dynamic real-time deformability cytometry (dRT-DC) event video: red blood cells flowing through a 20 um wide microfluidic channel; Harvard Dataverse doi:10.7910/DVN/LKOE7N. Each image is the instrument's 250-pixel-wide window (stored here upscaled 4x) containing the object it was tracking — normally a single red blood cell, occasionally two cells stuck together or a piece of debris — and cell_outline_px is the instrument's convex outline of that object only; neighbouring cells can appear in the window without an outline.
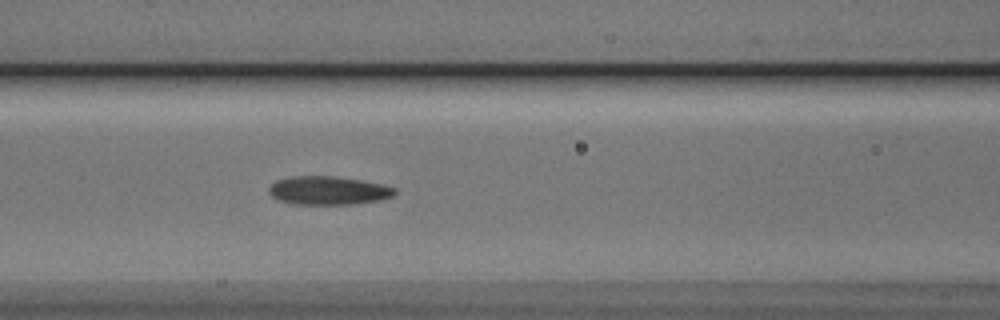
{"species": "Egyptian fruit bat (a non-hibernating species)", "species_latin": "Rousettus aegyptiacus", "temperature_condition": "cold", "stored_images_in_passage": 38, "camera_frame_rate_fps": 3000, "um_per_image_px": 0.085, "animal": {"sex": "male"}, "frame": {"image": 1, "passage_image": 8, "time_ms": 2.333, "image_size_px": [1000, 320], "cell_outline_px": [[396, 192], [392, 196], [380, 200], [352, 204], [292, 204], [280, 200], [272, 196], [268, 192], [268, 188], [276, 180], [292, 176], [332, 176], [360, 180], [380, 184], [396, 188]], "centroid_in_image_um": [27.88, 16.19], "position_along_channel_um": 138.7, "area_um2": 20.75}}
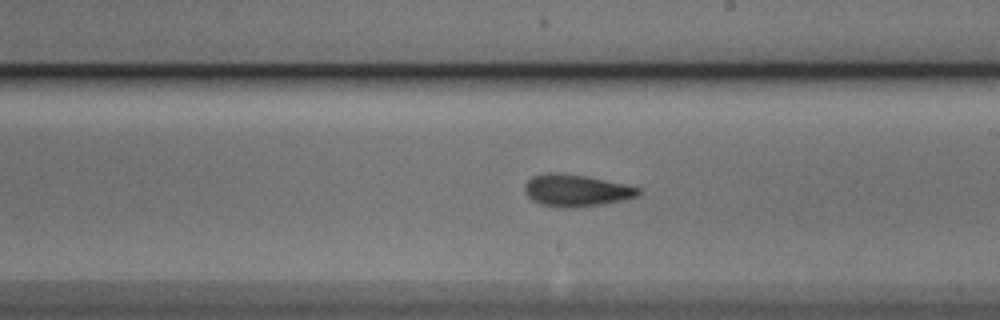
{"frame": {"image": 2, "passage_image": 16, "time_ms": 5.0, "image_size_px": [1000, 320], "cell_outline_px": [[640, 192], [636, 196], [624, 200], [604, 204], [576, 208], [564, 208], [540, 204], [532, 200], [524, 192], [524, 184], [532, 176], [548, 172], [564, 172], [588, 176], [624, 184], [640, 188]], "centroid_in_image_um": [48.94, 16.18], "position_along_channel_um": 240.1, "area_um2": 21.5}}
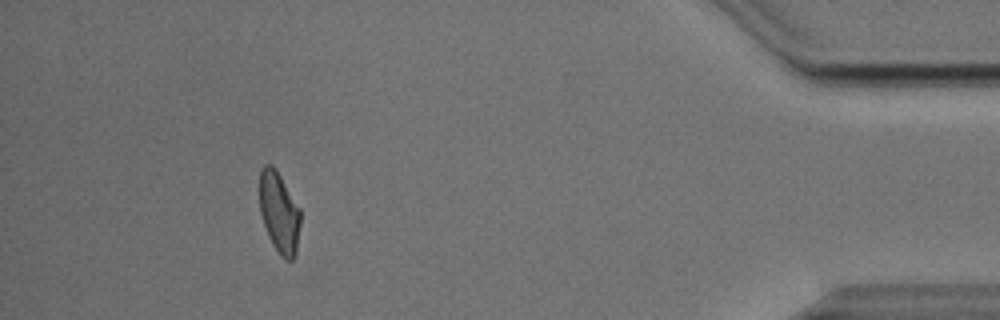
{"frame": {"image": 3, "passage_image": 34, "time_ms": 11.0, "image_size_px": [1000, 320], "cell_outline_px": [[300, 224], [296, 252], [292, 260], [284, 260], [280, 256], [272, 244], [268, 236], [260, 212], [260, 168], [264, 164], [272, 164], [276, 168], [300, 208]], "centroid_in_image_um": [23.73, 18.04], "position_along_channel_um": 411.5, "area_um2": 19.42}, "authors_computed_cell_mechanics": {"area_um2": 20.7213, "velocity_mm_per_s": 3.8062, "shape_relaxation_time_tau1_ms": 4.5707, "shape_relaxation_time_tau2_ms": 2.4513, "deformation_change_tau1": 0.1376, "deformation_change_tau2": 0.085}}